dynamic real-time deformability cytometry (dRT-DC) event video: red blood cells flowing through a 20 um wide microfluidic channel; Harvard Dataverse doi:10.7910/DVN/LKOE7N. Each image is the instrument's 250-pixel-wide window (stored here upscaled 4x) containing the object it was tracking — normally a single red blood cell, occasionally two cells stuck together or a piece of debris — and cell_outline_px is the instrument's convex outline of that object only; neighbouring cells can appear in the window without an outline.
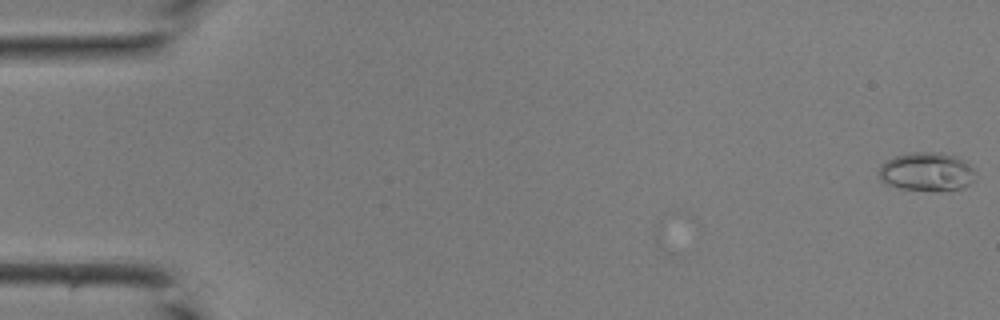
{"species": "common noctule bat (a hibernating species)", "species_latin": "Nyctalus noctula", "temperature_condition": "room temperature", "stored_images_in_passage": 6, "camera_frame_rate_fps": 3000, "um_per_image_px": 0.085, "animal": {"sex": "male", "body_mass_g": 19.0, "forearm_length_mm": 50.8}, "frame": {"image": 1, "passage_image": 1, "time_ms": 0.0, "image_size_px": [1000, 320], "cell_outline_px": [[976, 180], [964, 188], [900, 188], [888, 184], [880, 180], [880, 164], [884, 160], [896, 156], [912, 152], [944, 152], [960, 156], [968, 160], [976, 172]], "centroid_in_image_um": [78.85, 14.53], "position_along_channel_um": 6.2, "area_um2": 21.68}}